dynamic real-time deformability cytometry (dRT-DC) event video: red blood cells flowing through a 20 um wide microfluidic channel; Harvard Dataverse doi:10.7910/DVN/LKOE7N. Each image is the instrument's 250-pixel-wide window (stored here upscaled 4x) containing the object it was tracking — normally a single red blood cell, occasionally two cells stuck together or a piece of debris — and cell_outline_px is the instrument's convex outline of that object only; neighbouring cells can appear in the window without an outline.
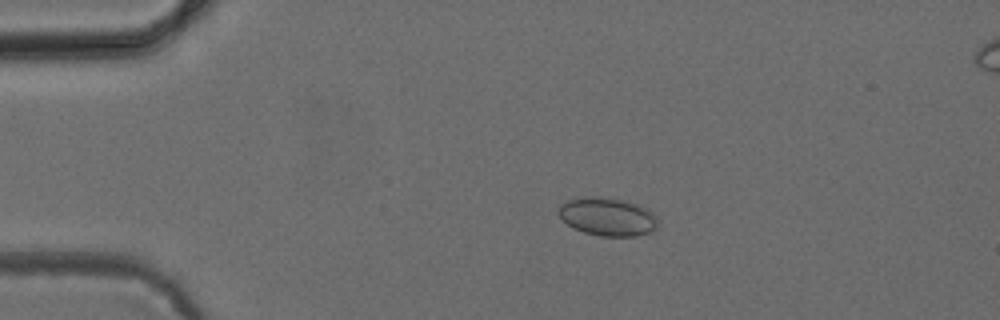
{"species": "common noctule bat (a hibernating species)", "species_latin": "Nyctalus noctula", "temperature_condition": "cold", "stored_images_in_passage": 5, "camera_frame_rate_fps": 3000, "um_per_image_px": 0.085, "animal": {"sex": "female", "body_mass_g": 24.6, "forearm_length_mm": 56.2}, "frame": {"image": 1, "passage_image": 3, "time_ms": 2.333, "image_size_px": [1000, 320], "cell_outline_px": [[656, 228], [652, 232], [636, 236], [600, 236], [584, 232], [572, 228], [556, 212], [560, 204], [568, 200], [588, 196], [600, 196], [620, 200], [636, 204], [648, 208], [656, 216]], "centroid_in_image_um": [51.62, 18.42], "position_along_channel_um": 33.4, "area_um2": 22.14}}